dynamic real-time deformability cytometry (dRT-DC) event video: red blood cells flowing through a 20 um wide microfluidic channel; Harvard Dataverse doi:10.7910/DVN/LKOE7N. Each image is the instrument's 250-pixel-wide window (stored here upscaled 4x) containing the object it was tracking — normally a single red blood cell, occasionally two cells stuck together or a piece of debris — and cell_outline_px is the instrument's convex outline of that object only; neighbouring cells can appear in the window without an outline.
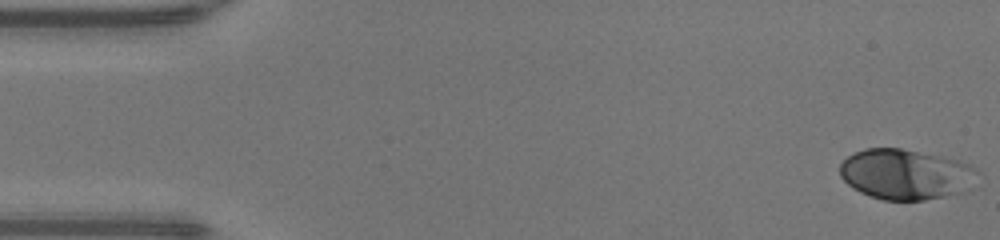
{"species": "human", "species_latin": "Homo sapiens", "temperature_condition": "warm", "stored_images_in_passage": 48, "camera_frame_rate_fps": 3000, "um_per_image_px": 0.085, "donor": {"sex": "male"}, "frame": {"image": 1, "passage_image": 1, "time_ms": 0.0, "image_size_px": [1000, 240], "cell_outline_px": [[980, 172], [968, 188], [964, 192], [924, 200], [884, 200], [860, 192], [852, 188], [840, 176], [840, 164], [848, 156], [864, 148], [900, 148], [960, 160], [976, 168]], "centroid_in_image_um": [76.99, 14.81], "position_along_channel_um": 8.0, "area_um2": 40.34}}
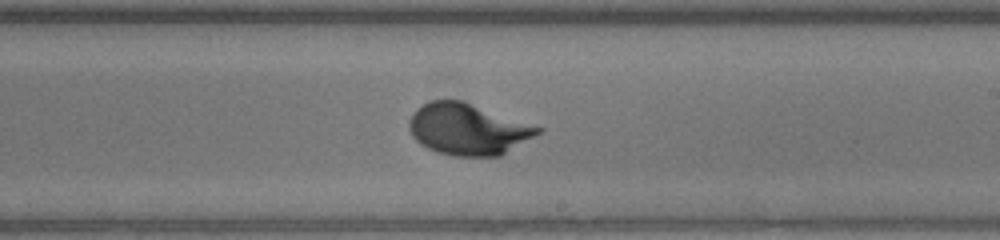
{"frame": {"image": 2, "passage_image": 28, "time_ms": 9.0, "image_size_px": [1000, 240], "cell_outline_px": [[544, 128], [540, 132], [500, 156], [452, 156], [436, 152], [420, 144], [412, 136], [408, 128], [408, 120], [412, 112], [416, 108], [432, 100], [460, 100]], "centroid_in_image_um": [39.71, 10.99], "position_along_channel_um": 249.3, "area_um2": 38.32}}
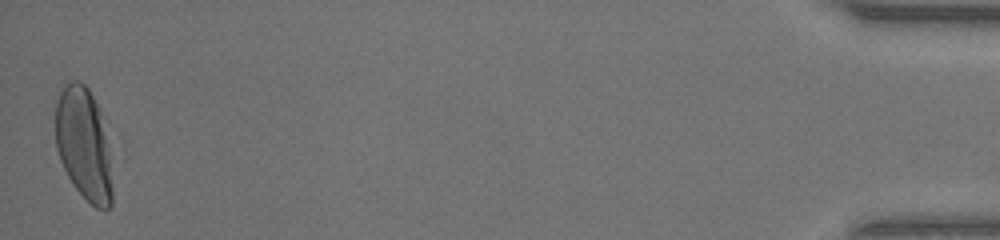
{"frame": {"image": 3, "passage_image": 48, "time_ms": 15.667, "image_size_px": [1000, 240], "cell_outline_px": [[112, 204], [108, 208], [96, 208], [76, 188], [68, 176], [60, 160], [56, 148], [56, 104], [60, 92], [64, 84], [72, 80], [80, 80], [88, 88], [100, 112], [108, 152], [112, 184]], "centroid_in_image_um": [7.09, 12.23], "position_along_channel_um": 428.1, "area_um2": 36.53}, "authors_computed_cell_mechanics": {"area_um2": 37.8879, "velocity_mm_per_s": 4.2356, "shape_relaxation_time_tau1_ms": 2.725, "shape_relaxation_time_tau2_ms": null, "deformation_change_tau1": 0.201, "deformation_change_tau2": null}}